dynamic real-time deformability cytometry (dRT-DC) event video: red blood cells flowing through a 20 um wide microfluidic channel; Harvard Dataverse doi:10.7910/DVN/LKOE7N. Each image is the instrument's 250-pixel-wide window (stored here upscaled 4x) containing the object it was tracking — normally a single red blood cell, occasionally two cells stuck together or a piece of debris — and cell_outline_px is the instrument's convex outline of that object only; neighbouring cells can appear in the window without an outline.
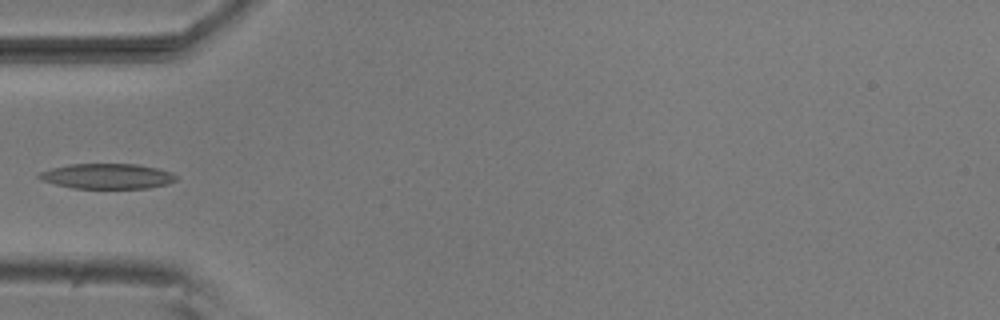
{"species": "common noctule bat (a hibernating species)", "species_latin": "Nyctalus noctula", "temperature_condition": "room temperature", "stored_images_in_passage": 32, "camera_frame_rate_fps": 3000, "um_per_image_px": 0.085, "animal": {"sex": "male", "body_mass_g": 20.5, "forearm_length_mm": 52.5}, "frame": {"image": 1, "passage_image": 1, "time_ms": 0.0, "image_size_px": [1000, 320], "cell_outline_px": [[176, 180], [168, 184], [148, 188], [72, 188], [40, 180], [36, 176], [40, 172], [52, 168], [68, 164], [136, 164], [156, 168], [172, 172], [176, 176]], "centroid_in_image_um": [9.1, 14.97], "position_along_channel_um": 75.9, "area_um2": 20.11}}
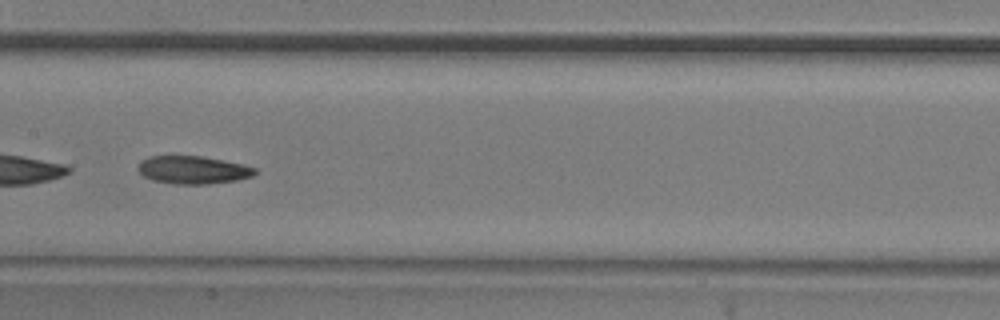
{"frame": {"image": 2, "passage_image": 10, "time_ms": 3.0, "image_size_px": [1000, 320], "cell_outline_px": [[256, 172], [252, 176], [236, 180], [208, 184], [172, 184], [152, 180], [144, 176], [136, 168], [140, 160], [148, 156], [200, 156], [240, 164], [256, 168]], "centroid_in_image_um": [16.33, 14.45], "position_along_channel_um": 191.1, "area_um2": 18.9}}
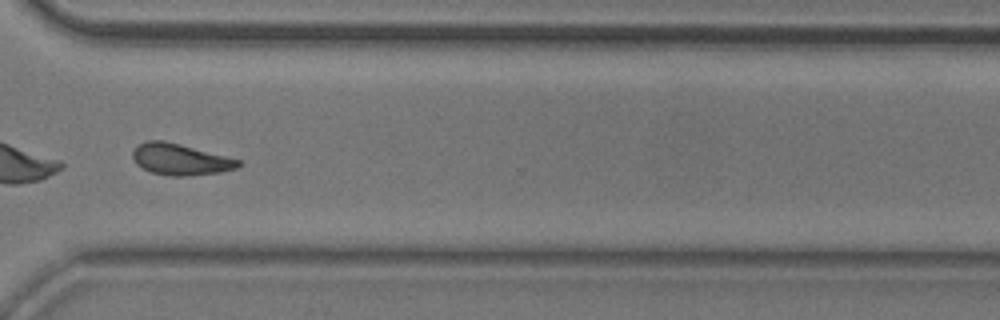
{"frame": {"image": 3, "passage_image": 23, "time_ms": 7.333, "image_size_px": [1000, 320], "cell_outline_px": [[240, 164], [236, 168], [220, 172], [188, 176], [168, 176], [152, 172], [136, 164], [132, 156], [132, 152], [140, 144], [148, 140], [164, 140], [180, 144], [240, 160]], "centroid_in_image_um": [15.3, 13.55], "position_along_channel_um": 355.3, "area_um2": 19.02}}